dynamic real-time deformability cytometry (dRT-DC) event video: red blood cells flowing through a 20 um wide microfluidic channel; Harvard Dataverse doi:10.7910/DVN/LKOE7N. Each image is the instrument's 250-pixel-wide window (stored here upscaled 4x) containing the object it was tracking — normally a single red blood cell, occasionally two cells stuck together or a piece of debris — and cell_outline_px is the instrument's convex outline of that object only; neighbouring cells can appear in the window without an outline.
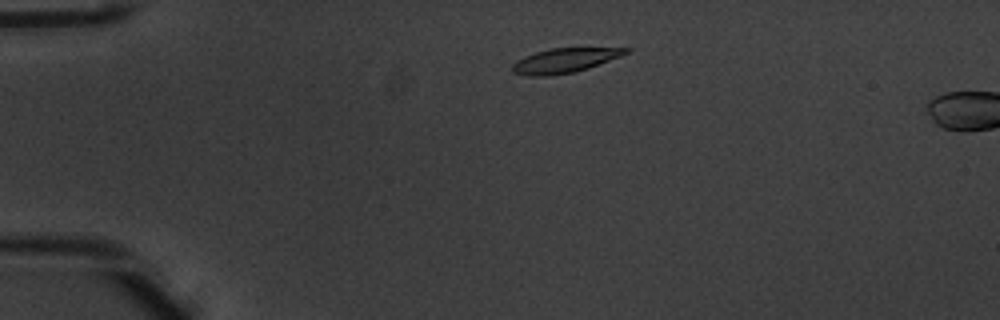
{"species": "common noctule bat (a hibernating species)", "species_latin": "Nyctalus noctula", "temperature_condition": "warm", "stored_images_in_passage": 8, "camera_frame_rate_fps": 3000, "um_per_image_px": 0.085, "animal": {"sex": "male", "body_mass_g": 20.1, "forearm_length_mm": 53.5}, "frame": {"image": 1, "passage_image": 5, "time_ms": 1.333, "image_size_px": [1000, 320], "cell_outline_px": [[632, 48], [628, 52], [620, 56], [588, 68], [572, 72], [548, 76], [528, 76], [512, 72], [512, 64], [516, 60], [524, 56], [536, 52], [552, 48]], "centroid_in_image_um": [47.94, 5.14], "position_along_channel_um": 37.1, "area_um2": 16.01}}